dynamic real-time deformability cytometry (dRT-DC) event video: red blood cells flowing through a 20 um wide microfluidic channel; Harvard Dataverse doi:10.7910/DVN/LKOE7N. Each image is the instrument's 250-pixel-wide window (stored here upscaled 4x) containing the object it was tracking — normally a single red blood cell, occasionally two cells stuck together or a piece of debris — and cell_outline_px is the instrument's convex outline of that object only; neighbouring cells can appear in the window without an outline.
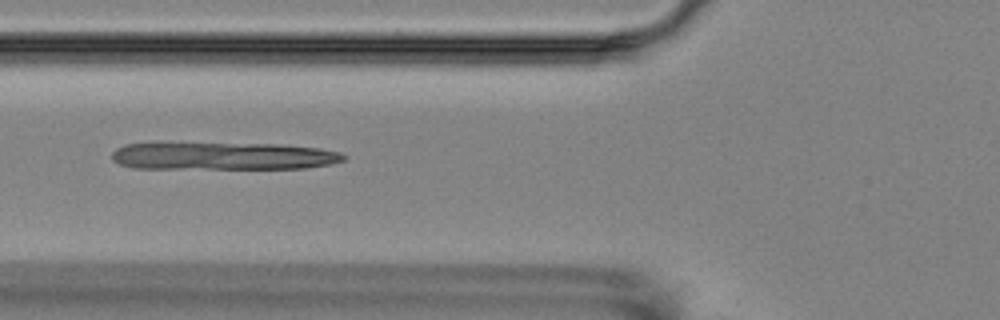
{"species": "Egyptian fruit bat (a non-hibernating species)", "species_latin": "Rousettus aegyptiacus", "temperature_condition": "room temperature", "stored_images_in_passage": 2, "camera_frame_rate_fps": 3000, "um_per_image_px": 0.085, "animal": {"sex": "female"}, "frame": {"image": 1, "passage_image": 2, "time_ms": 1.0, "image_size_px": [1000, 320], "cell_outline_px": [[348, 156], [344, 160], [328, 164], [304, 168], [132, 168], [120, 164], [112, 160], [112, 152], [116, 148], [124, 144], [276, 144], [320, 148], [340, 152]], "centroid_in_image_um": [18.97, 13.27], "position_along_channel_um": 106.8, "area_um2": 36.7}}